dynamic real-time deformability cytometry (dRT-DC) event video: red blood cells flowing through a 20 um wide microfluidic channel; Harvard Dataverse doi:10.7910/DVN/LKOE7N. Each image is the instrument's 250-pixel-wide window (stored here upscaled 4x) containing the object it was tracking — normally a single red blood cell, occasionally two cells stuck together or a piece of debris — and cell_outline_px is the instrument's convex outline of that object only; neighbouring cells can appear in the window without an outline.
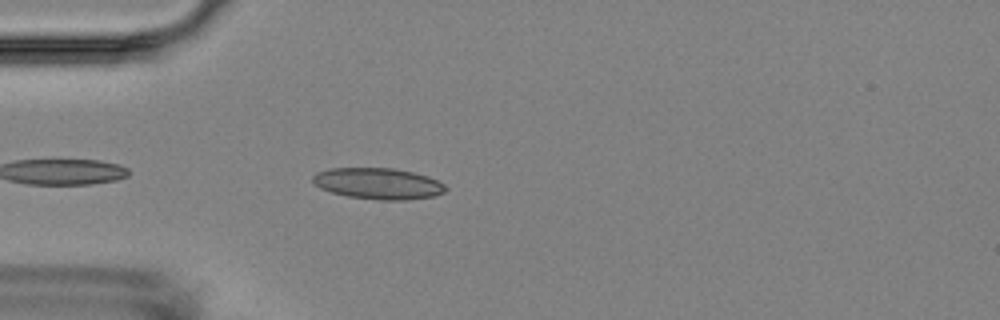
{"species": "Egyptian fruit bat (a non-hibernating species)", "species_latin": "Rousettus aegyptiacus", "temperature_condition": "room temperature", "stored_images_in_passage": 3, "camera_frame_rate_fps": 3000, "um_per_image_px": 0.085, "animal": {"sex": "female"}, "frame": {"image": 1, "passage_image": 3, "time_ms": 3.333, "image_size_px": [1000, 320], "cell_outline_px": [[448, 188], [444, 192], [432, 196], [404, 200], [380, 200], [348, 196], [332, 192], [320, 188], [312, 184], [312, 176], [316, 172], [332, 168], [392, 168], [412, 172], [428, 176], [444, 184]], "centroid_in_image_um": [32.11, 15.6], "position_along_channel_um": 52.9, "area_um2": 24.1}}